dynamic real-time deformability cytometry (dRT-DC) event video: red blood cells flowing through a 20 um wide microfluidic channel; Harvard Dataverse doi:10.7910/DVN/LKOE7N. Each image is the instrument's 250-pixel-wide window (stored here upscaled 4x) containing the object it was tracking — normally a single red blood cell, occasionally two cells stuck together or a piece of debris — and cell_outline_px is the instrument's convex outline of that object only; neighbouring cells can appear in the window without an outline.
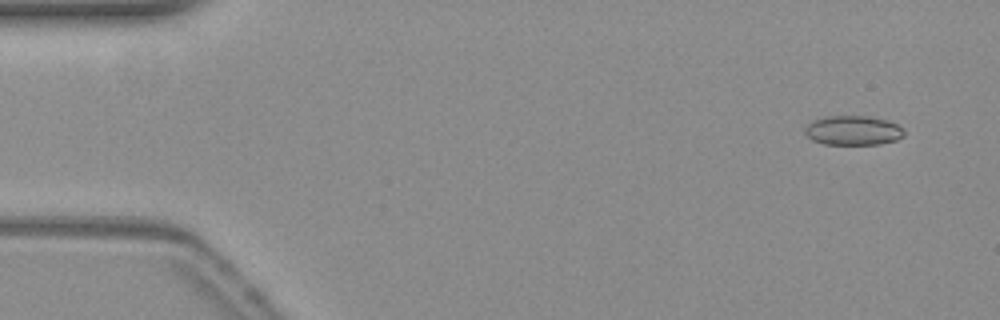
{"species": "common noctule bat (a hibernating species)", "species_latin": "Nyctalus noctula", "temperature_condition": "warm", "stored_images_in_passage": 53, "camera_frame_rate_fps": 3000, "um_per_image_px": 0.085, "animal": {"sex": "female", "body_mass_g": 19.3, "forearm_length_mm": 54.1}, "frame": {"image": 1, "passage_image": 3, "time_ms": 0.667, "image_size_px": [1000, 320], "cell_outline_px": [[904, 136], [896, 140], [880, 144], [824, 144], [812, 140], [804, 132], [804, 128], [808, 124], [816, 120], [828, 116], [864, 116], [884, 120], [896, 124], [904, 132]], "centroid_in_image_um": [72.49, 11.1], "position_along_channel_um": 12.5, "area_um2": 16.7}}
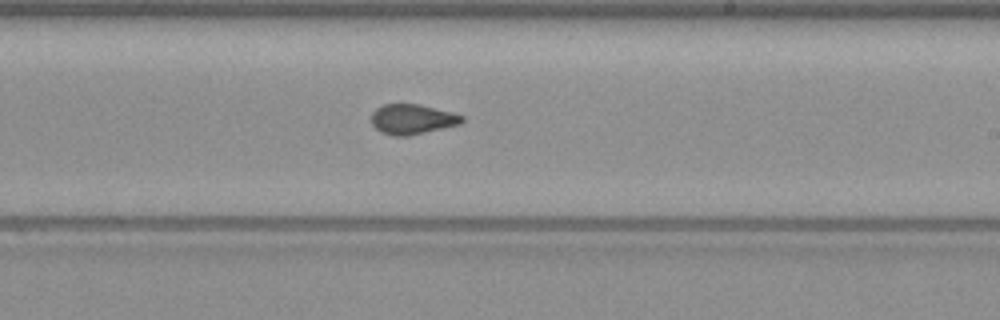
{"frame": {"image": 2, "passage_image": 31, "time_ms": 10.0, "image_size_px": [1000, 320], "cell_outline_px": [[464, 120], [460, 124], [408, 136], [392, 136], [380, 132], [372, 124], [372, 112], [376, 108], [384, 104], [416, 104], [452, 112], [464, 116]], "centroid_in_image_um": [35.03, 10.14], "position_along_channel_um": 254.0, "area_um2": 15.78}}
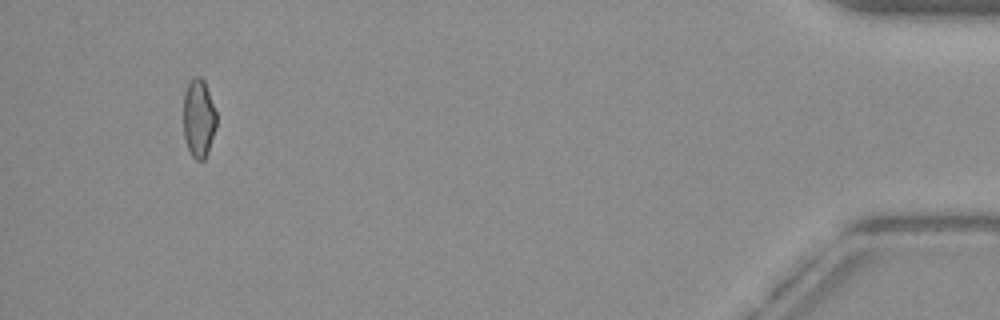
{"frame": {"image": 3, "passage_image": 50, "time_ms": 16.333, "image_size_px": [1000, 320], "cell_outline_px": [[216, 128], [208, 152], [204, 160], [196, 160], [192, 156], [188, 148], [184, 136], [184, 92], [188, 84], [196, 76], [200, 76], [204, 80], [216, 112]], "centroid_in_image_um": [16.89, 10.07], "position_along_channel_um": 418.3, "area_um2": 14.97}, "authors_computed_cell_mechanics": {"area_um2": 16.184, "velocity_mm_per_s": 3.849, "shape_relaxation_time_tau1_ms": null, "shape_relaxation_time_tau2_ms": 1.6149, "deformation_change_tau1": null, "deformation_change_tau2": 0.074}}